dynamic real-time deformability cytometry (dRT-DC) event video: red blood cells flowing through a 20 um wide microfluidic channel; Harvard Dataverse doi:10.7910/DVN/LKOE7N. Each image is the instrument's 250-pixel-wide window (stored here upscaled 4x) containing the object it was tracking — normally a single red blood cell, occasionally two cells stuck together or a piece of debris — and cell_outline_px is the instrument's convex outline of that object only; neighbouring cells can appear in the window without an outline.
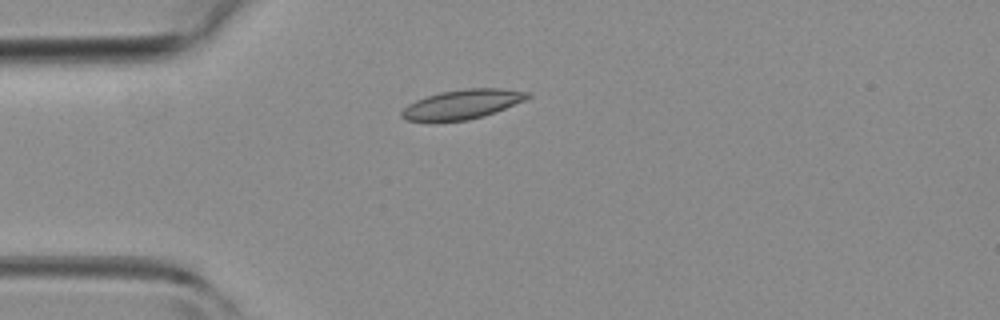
{"species": "common noctule bat (a hibernating species)", "species_latin": "Nyctalus noctula", "temperature_condition": "room temperature", "stored_images_in_passage": 1, "camera_frame_rate_fps": 3000, "um_per_image_px": 0.085, "animal": {"sex": "female", "body_mass_g": 19.3, "forearm_length_mm": 54.1}, "frame": {"image": 1, "passage_image": 1, "time_ms": 0.0, "image_size_px": [1000, 320], "cell_outline_px": [[532, 96], [524, 100], [496, 112], [484, 116], [468, 120], [408, 120], [400, 116], [400, 112], [408, 104], [416, 100], [440, 92], [464, 88], [500, 88], [532, 92]], "centroid_in_image_um": [39.35, 8.84], "position_along_channel_um": 45.7, "area_um2": 21.39}}